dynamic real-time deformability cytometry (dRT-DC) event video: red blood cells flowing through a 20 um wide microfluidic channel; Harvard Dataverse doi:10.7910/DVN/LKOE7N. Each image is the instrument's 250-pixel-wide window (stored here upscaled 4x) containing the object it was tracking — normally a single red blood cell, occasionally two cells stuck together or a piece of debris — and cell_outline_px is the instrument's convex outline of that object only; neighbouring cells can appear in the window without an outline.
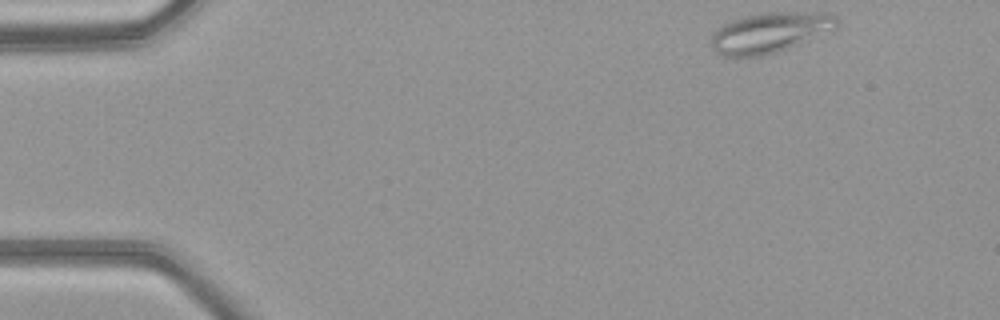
{"species": "common noctule bat (a hibernating species)", "species_latin": "Nyctalus noctula", "temperature_condition": "warm", "stored_images_in_passage": 45, "camera_frame_rate_fps": 3000, "um_per_image_px": 0.085, "animal": {"sex": "female", "body_mass_g": 21.9}, "frame": {"image": 1, "passage_image": 1, "time_ms": 0.0, "image_size_px": [1000, 320], "cell_outline_px": [[840, 20], [836, 28], [788, 48], [776, 52], [760, 56], [724, 56], [716, 52], [712, 48], [712, 32], [724, 24], [732, 20], [744, 16], [760, 12], [824, 12], [836, 16]], "centroid_in_image_um": [65.44, 2.74], "position_along_channel_um": 19.6, "area_um2": 29.42}}
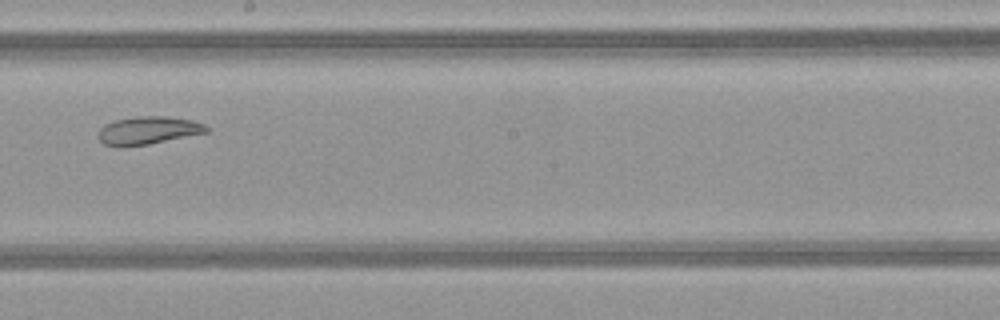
{"frame": {"image": 2, "passage_image": 24, "time_ms": 7.667, "image_size_px": [1000, 320], "cell_outline_px": [[212, 128], [208, 132], [148, 144], [124, 148], [120, 148], [104, 144], [100, 140], [100, 128], [104, 124], [116, 120], [140, 116], [168, 116], [192, 120], [204, 124]], "centroid_in_image_um": [12.61, 11.09], "position_along_channel_um": 235.6, "area_um2": 17.69}}
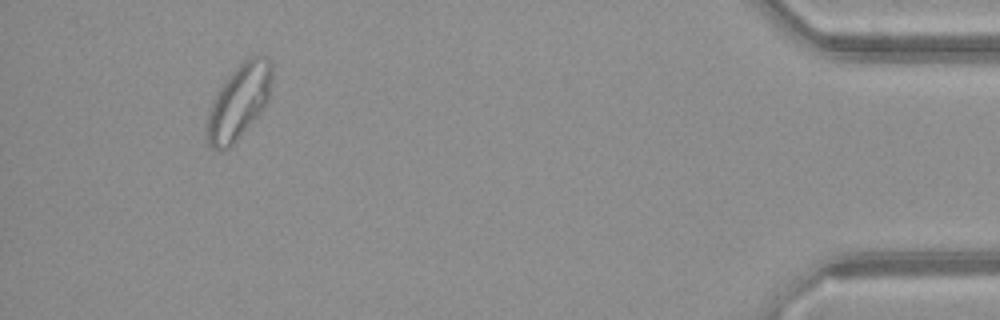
{"frame": {"image": 3, "passage_image": 42, "time_ms": 13.667, "image_size_px": [1000, 320], "cell_outline_px": [[272, 80], [268, 100], [264, 108], [240, 136], [228, 148], [220, 152], [212, 148], [208, 144], [204, 136], [208, 112], [212, 100], [216, 92], [228, 76], [248, 56], [260, 52], [268, 56], [272, 64]], "centroid_in_image_um": [20.3, 8.62], "position_along_channel_um": 414.9, "area_um2": 28.9}, "authors_computed_cell_mechanics": {"area_um2": 24.1604, "velocity_mm_per_s": 4.1298, "shape_relaxation_time_tau1_ms": null, "shape_relaxation_time_tau2_ms": 6.6675, "deformation_change_tau1": null, "deformation_change_tau2": 0.0933}}